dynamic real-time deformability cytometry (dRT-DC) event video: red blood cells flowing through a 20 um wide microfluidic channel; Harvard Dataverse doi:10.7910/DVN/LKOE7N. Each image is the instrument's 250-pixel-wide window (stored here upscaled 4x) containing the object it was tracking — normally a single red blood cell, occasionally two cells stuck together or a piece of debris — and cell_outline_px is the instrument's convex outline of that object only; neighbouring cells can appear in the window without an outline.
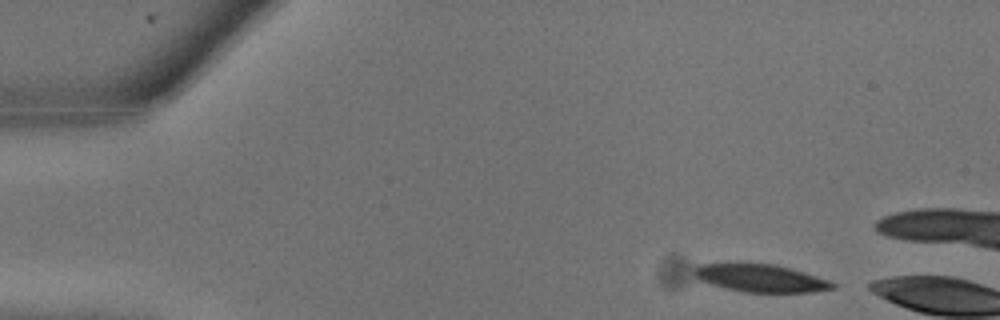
{"species": "common noctule bat (a hibernating species)", "species_latin": "Nyctalus noctula", "temperature_condition": "warm", "stored_images_in_passage": 4, "camera_frame_rate_fps": 3000, "um_per_image_px": 0.085, "animal": {"sex": "male", "body_mass_g": 13.3}, "frame": {"image": 1, "passage_image": 1, "time_ms": 0.0, "image_size_px": [1000, 320], "cell_outline_px": [[836, 288], [812, 292], [744, 292], [724, 288], [700, 280], [692, 272], [700, 264], [776, 264], [804, 272], [828, 280], [836, 284]], "centroid_in_image_um": [64.69, 23.65], "position_along_channel_um": 20.3, "area_um2": 22.02}}